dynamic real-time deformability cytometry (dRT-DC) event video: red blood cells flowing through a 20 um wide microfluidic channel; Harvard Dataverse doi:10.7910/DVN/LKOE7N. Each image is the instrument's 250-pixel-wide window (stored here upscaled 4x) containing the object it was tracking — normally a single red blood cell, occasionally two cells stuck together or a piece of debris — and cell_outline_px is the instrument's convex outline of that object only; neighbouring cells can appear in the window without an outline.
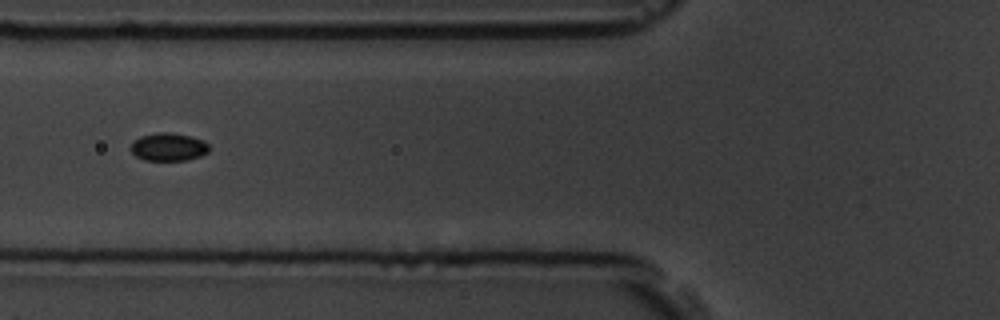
{"species": "common noctule bat (a hibernating species)", "species_latin": "Nyctalus noctula", "temperature_condition": "room temperature", "stored_images_in_passage": 12, "camera_frame_rate_fps": 3000, "um_per_image_px": 0.085, "animal": {"sex": "male", "body_mass_g": 19.5, "forearm_length_mm": 54.6}, "frame": {"image": 1, "passage_image": 3, "time_ms": 3.333, "image_size_px": [1000, 320], "cell_outline_px": [[208, 152], [200, 156], [188, 160], [144, 160], [136, 156], [132, 152], [132, 144], [140, 136], [156, 132], [168, 132], [192, 136], [204, 140], [208, 144]], "centroid_in_image_um": [14.35, 12.48], "position_along_channel_um": 111.5, "area_um2": 12.72}}
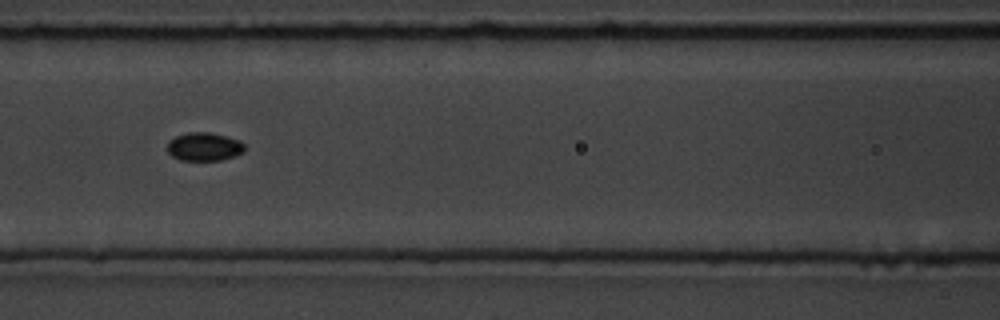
{"frame": {"image": 2, "passage_image": 4, "time_ms": 4.333, "image_size_px": [1000, 320], "cell_outline_px": [[244, 152], [220, 160], [180, 160], [172, 156], [168, 152], [168, 140], [176, 136], [188, 132], [208, 132], [240, 140], [244, 144]], "centroid_in_image_um": [17.33, 12.46], "position_along_channel_um": 149.3, "area_um2": 12.66}}
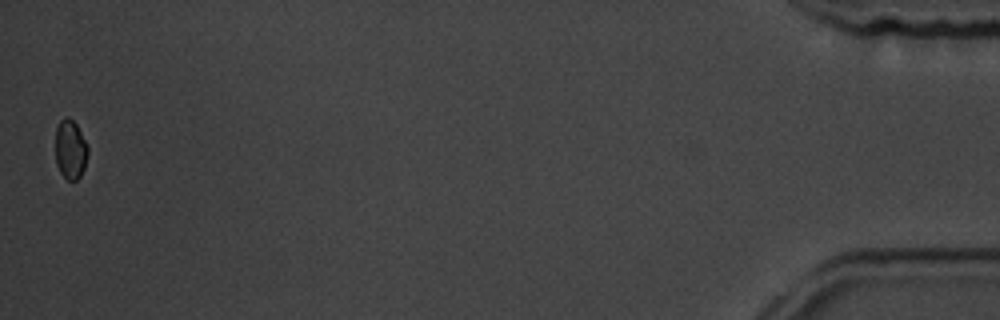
{"frame": {"image": 3, "passage_image": 12, "time_ms": 14.333, "image_size_px": [1000, 320], "cell_outline_px": [[88, 152], [84, 168], [80, 176], [76, 180], [68, 180], [60, 172], [56, 164], [56, 128], [60, 120], [64, 116], [68, 116], [76, 124], [88, 148]], "centroid_in_image_um": [5.97, 12.69], "position_along_channel_um": 429.2, "area_um2": 11.1}, "authors_computed_cell_mechanics": {"area_um2": 12.6004, "velocity_mm_per_s": 3.7647, "shape_relaxation_time_tau1_ms": null, "shape_relaxation_time_tau2_ms": 2.858, "deformation_change_tau1": null, "deformation_change_tau2": 0.036}}